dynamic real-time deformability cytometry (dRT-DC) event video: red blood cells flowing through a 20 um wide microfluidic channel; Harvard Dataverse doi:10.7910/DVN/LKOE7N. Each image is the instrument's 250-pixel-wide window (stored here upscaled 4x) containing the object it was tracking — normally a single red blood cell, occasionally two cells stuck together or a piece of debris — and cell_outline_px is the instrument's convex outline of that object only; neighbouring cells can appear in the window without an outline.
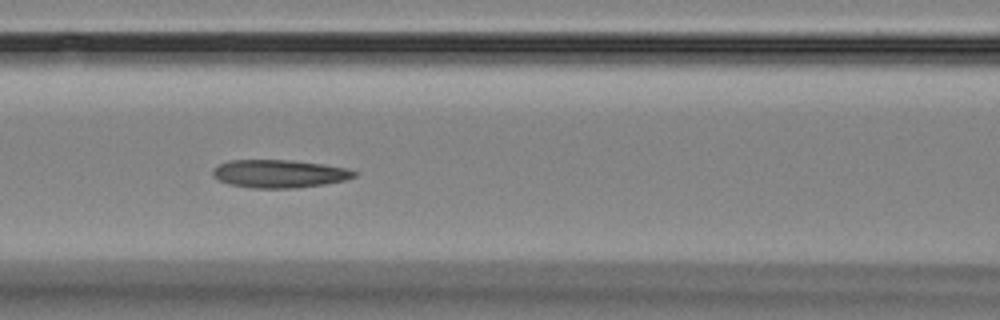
{"species": "Egyptian fruit bat (a non-hibernating species)", "species_latin": "Rousettus aegyptiacus", "temperature_condition": "room temperature", "stored_images_in_passage": 13, "segment_of_instrument_passage": [1, 2], "camera_frame_rate_fps": 3000, "um_per_image_px": 0.085, "animal": {"sex": "female"}, "frame": {"image": 1, "passage_image": 3, "time_ms": 2.333, "image_size_px": [1000, 320], "cell_outline_px": [[356, 176], [344, 180], [324, 184], [296, 188], [252, 188], [228, 184], [212, 176], [212, 168], [216, 164], [228, 160], [288, 160], [320, 164], [348, 168], [356, 172]], "centroid_in_image_um": [23.67, 14.76], "position_along_channel_um": 142.9, "area_um2": 23.12}}
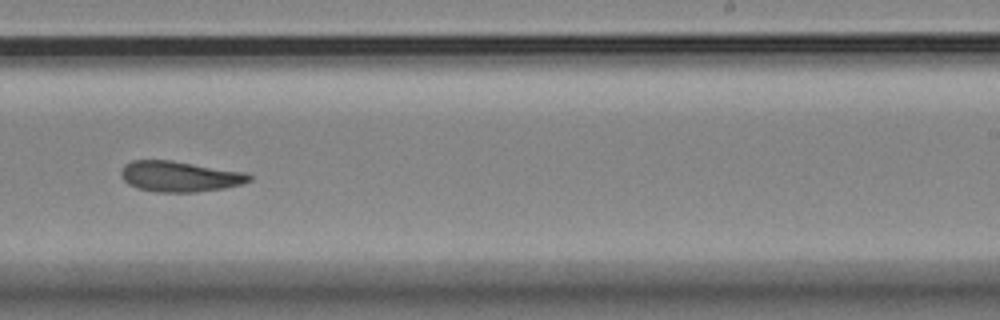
{"frame": {"image": 2, "passage_image": 6, "time_ms": 6.0, "image_size_px": [1000, 320], "cell_outline_px": [[252, 180], [240, 184], [224, 188], [196, 192], [156, 192], [136, 188], [128, 184], [120, 176], [120, 172], [124, 164], [132, 160], [168, 160], [248, 172], [252, 176]], "centroid_in_image_um": [15.26, 15.0], "position_along_channel_um": 273.7, "area_um2": 23.0}}
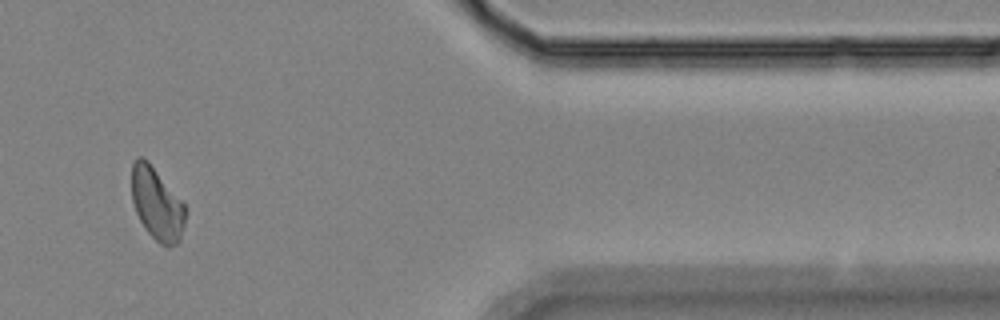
{"frame": {"image": 3, "passage_image": 10, "time_ms": 10.333, "image_size_px": [1000, 320], "cell_outline_px": [[184, 224], [180, 240], [176, 244], [168, 248], [160, 244], [148, 232], [140, 220], [136, 212], [132, 200], [132, 164], [136, 156], [140, 156], [148, 160], [184, 204]], "centroid_in_image_um": [13.31, 17.32], "position_along_channel_um": 398.1, "area_um2": 22.43}}